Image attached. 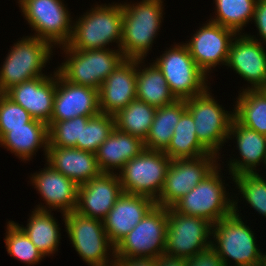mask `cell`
Instances as JSON below:
<instances>
[{
    "mask_svg": "<svg viewBox=\"0 0 266 266\" xmlns=\"http://www.w3.org/2000/svg\"><path fill=\"white\" fill-rule=\"evenodd\" d=\"M123 9L121 3L96 5L73 23L70 41L65 46L87 51L122 43Z\"/></svg>",
    "mask_w": 266,
    "mask_h": 266,
    "instance_id": "3",
    "label": "cell"
},
{
    "mask_svg": "<svg viewBox=\"0 0 266 266\" xmlns=\"http://www.w3.org/2000/svg\"><path fill=\"white\" fill-rule=\"evenodd\" d=\"M186 264L187 266H225L221 257L211 246L186 259Z\"/></svg>",
    "mask_w": 266,
    "mask_h": 266,
    "instance_id": "39",
    "label": "cell"
},
{
    "mask_svg": "<svg viewBox=\"0 0 266 266\" xmlns=\"http://www.w3.org/2000/svg\"><path fill=\"white\" fill-rule=\"evenodd\" d=\"M236 139L241 159H230L228 164L231 178L240 173H256V166L266 163V135L241 125L233 118L228 139Z\"/></svg>",
    "mask_w": 266,
    "mask_h": 266,
    "instance_id": "24",
    "label": "cell"
},
{
    "mask_svg": "<svg viewBox=\"0 0 266 266\" xmlns=\"http://www.w3.org/2000/svg\"><path fill=\"white\" fill-rule=\"evenodd\" d=\"M157 266H187L186 259L162 255L157 257Z\"/></svg>",
    "mask_w": 266,
    "mask_h": 266,
    "instance_id": "42",
    "label": "cell"
},
{
    "mask_svg": "<svg viewBox=\"0 0 266 266\" xmlns=\"http://www.w3.org/2000/svg\"><path fill=\"white\" fill-rule=\"evenodd\" d=\"M163 152L171 160L197 158L210 154L199 142L193 117L187 110L181 115L171 141Z\"/></svg>",
    "mask_w": 266,
    "mask_h": 266,
    "instance_id": "30",
    "label": "cell"
},
{
    "mask_svg": "<svg viewBox=\"0 0 266 266\" xmlns=\"http://www.w3.org/2000/svg\"><path fill=\"white\" fill-rule=\"evenodd\" d=\"M219 169V170H218ZM217 166L208 176L171 207L184 215L198 216L213 225L233 213V199L229 197ZM228 195V196H227ZM227 196V197H226Z\"/></svg>",
    "mask_w": 266,
    "mask_h": 266,
    "instance_id": "6",
    "label": "cell"
},
{
    "mask_svg": "<svg viewBox=\"0 0 266 266\" xmlns=\"http://www.w3.org/2000/svg\"><path fill=\"white\" fill-rule=\"evenodd\" d=\"M32 120L29 112L5 93H0V138L9 132V128L26 127Z\"/></svg>",
    "mask_w": 266,
    "mask_h": 266,
    "instance_id": "38",
    "label": "cell"
},
{
    "mask_svg": "<svg viewBox=\"0 0 266 266\" xmlns=\"http://www.w3.org/2000/svg\"><path fill=\"white\" fill-rule=\"evenodd\" d=\"M217 159L220 157L210 153L197 158L171 160L155 204L171 207L219 165Z\"/></svg>",
    "mask_w": 266,
    "mask_h": 266,
    "instance_id": "14",
    "label": "cell"
},
{
    "mask_svg": "<svg viewBox=\"0 0 266 266\" xmlns=\"http://www.w3.org/2000/svg\"><path fill=\"white\" fill-rule=\"evenodd\" d=\"M144 149V141L141 138L121 132L115 127L95 154L102 173H114V169L120 171Z\"/></svg>",
    "mask_w": 266,
    "mask_h": 266,
    "instance_id": "25",
    "label": "cell"
},
{
    "mask_svg": "<svg viewBox=\"0 0 266 266\" xmlns=\"http://www.w3.org/2000/svg\"><path fill=\"white\" fill-rule=\"evenodd\" d=\"M256 173H240L233 176V182L247 203L266 218V180Z\"/></svg>",
    "mask_w": 266,
    "mask_h": 266,
    "instance_id": "36",
    "label": "cell"
},
{
    "mask_svg": "<svg viewBox=\"0 0 266 266\" xmlns=\"http://www.w3.org/2000/svg\"><path fill=\"white\" fill-rule=\"evenodd\" d=\"M35 37L52 46L67 45L72 35V18L62 0H18ZM36 34V35H35Z\"/></svg>",
    "mask_w": 266,
    "mask_h": 266,
    "instance_id": "13",
    "label": "cell"
},
{
    "mask_svg": "<svg viewBox=\"0 0 266 266\" xmlns=\"http://www.w3.org/2000/svg\"><path fill=\"white\" fill-rule=\"evenodd\" d=\"M47 165L43 170L38 173L35 172L30 177L31 184L35 185V188L46 202L45 206L37 205L35 209L42 211L60 209L61 214L75 211L79 186L73 180L53 169L49 164Z\"/></svg>",
    "mask_w": 266,
    "mask_h": 266,
    "instance_id": "21",
    "label": "cell"
},
{
    "mask_svg": "<svg viewBox=\"0 0 266 266\" xmlns=\"http://www.w3.org/2000/svg\"><path fill=\"white\" fill-rule=\"evenodd\" d=\"M157 108L135 99L114 115L115 127L124 133L141 138L147 137Z\"/></svg>",
    "mask_w": 266,
    "mask_h": 266,
    "instance_id": "32",
    "label": "cell"
},
{
    "mask_svg": "<svg viewBox=\"0 0 266 266\" xmlns=\"http://www.w3.org/2000/svg\"><path fill=\"white\" fill-rule=\"evenodd\" d=\"M163 0H141L123 4L122 43L125 59H145L158 35L163 16Z\"/></svg>",
    "mask_w": 266,
    "mask_h": 266,
    "instance_id": "1",
    "label": "cell"
},
{
    "mask_svg": "<svg viewBox=\"0 0 266 266\" xmlns=\"http://www.w3.org/2000/svg\"><path fill=\"white\" fill-rule=\"evenodd\" d=\"M155 205L147 196L123 192L103 220L110 242L115 246Z\"/></svg>",
    "mask_w": 266,
    "mask_h": 266,
    "instance_id": "22",
    "label": "cell"
},
{
    "mask_svg": "<svg viewBox=\"0 0 266 266\" xmlns=\"http://www.w3.org/2000/svg\"><path fill=\"white\" fill-rule=\"evenodd\" d=\"M153 63L164 75L176 99L192 98L209 87L208 76L195 63L184 43L173 45Z\"/></svg>",
    "mask_w": 266,
    "mask_h": 266,
    "instance_id": "9",
    "label": "cell"
},
{
    "mask_svg": "<svg viewBox=\"0 0 266 266\" xmlns=\"http://www.w3.org/2000/svg\"><path fill=\"white\" fill-rule=\"evenodd\" d=\"M7 224L4 241L8 254L28 265L40 262L44 256L24 231L14 221H8Z\"/></svg>",
    "mask_w": 266,
    "mask_h": 266,
    "instance_id": "35",
    "label": "cell"
},
{
    "mask_svg": "<svg viewBox=\"0 0 266 266\" xmlns=\"http://www.w3.org/2000/svg\"><path fill=\"white\" fill-rule=\"evenodd\" d=\"M187 110L185 99L157 108L149 133L144 140L147 150L164 151L174 134L181 115Z\"/></svg>",
    "mask_w": 266,
    "mask_h": 266,
    "instance_id": "27",
    "label": "cell"
},
{
    "mask_svg": "<svg viewBox=\"0 0 266 266\" xmlns=\"http://www.w3.org/2000/svg\"><path fill=\"white\" fill-rule=\"evenodd\" d=\"M99 113L98 90L68 82L56 70V91L49 124Z\"/></svg>",
    "mask_w": 266,
    "mask_h": 266,
    "instance_id": "17",
    "label": "cell"
},
{
    "mask_svg": "<svg viewBox=\"0 0 266 266\" xmlns=\"http://www.w3.org/2000/svg\"><path fill=\"white\" fill-rule=\"evenodd\" d=\"M37 77L13 86L5 94L30 113L33 119L49 124L56 91V72L53 76Z\"/></svg>",
    "mask_w": 266,
    "mask_h": 266,
    "instance_id": "20",
    "label": "cell"
},
{
    "mask_svg": "<svg viewBox=\"0 0 266 266\" xmlns=\"http://www.w3.org/2000/svg\"><path fill=\"white\" fill-rule=\"evenodd\" d=\"M62 216L70 242L83 261L90 266L113 265L115 246L110 242L102 220L82 216L76 211Z\"/></svg>",
    "mask_w": 266,
    "mask_h": 266,
    "instance_id": "8",
    "label": "cell"
},
{
    "mask_svg": "<svg viewBox=\"0 0 266 266\" xmlns=\"http://www.w3.org/2000/svg\"><path fill=\"white\" fill-rule=\"evenodd\" d=\"M53 47L48 41L35 36L18 40L0 68V93H6L24 81L46 76L42 70L53 55Z\"/></svg>",
    "mask_w": 266,
    "mask_h": 266,
    "instance_id": "5",
    "label": "cell"
},
{
    "mask_svg": "<svg viewBox=\"0 0 266 266\" xmlns=\"http://www.w3.org/2000/svg\"><path fill=\"white\" fill-rule=\"evenodd\" d=\"M263 266H266V254L264 256Z\"/></svg>",
    "mask_w": 266,
    "mask_h": 266,
    "instance_id": "43",
    "label": "cell"
},
{
    "mask_svg": "<svg viewBox=\"0 0 266 266\" xmlns=\"http://www.w3.org/2000/svg\"><path fill=\"white\" fill-rule=\"evenodd\" d=\"M233 108L234 118L243 126L266 135V93L262 89H244Z\"/></svg>",
    "mask_w": 266,
    "mask_h": 266,
    "instance_id": "31",
    "label": "cell"
},
{
    "mask_svg": "<svg viewBox=\"0 0 266 266\" xmlns=\"http://www.w3.org/2000/svg\"><path fill=\"white\" fill-rule=\"evenodd\" d=\"M112 266H157V258L153 257L114 258V263Z\"/></svg>",
    "mask_w": 266,
    "mask_h": 266,
    "instance_id": "41",
    "label": "cell"
},
{
    "mask_svg": "<svg viewBox=\"0 0 266 266\" xmlns=\"http://www.w3.org/2000/svg\"><path fill=\"white\" fill-rule=\"evenodd\" d=\"M0 145L23 161L31 160L39 148L44 147L45 157L49 145L48 125L33 119L26 127L9 128L0 138Z\"/></svg>",
    "mask_w": 266,
    "mask_h": 266,
    "instance_id": "26",
    "label": "cell"
},
{
    "mask_svg": "<svg viewBox=\"0 0 266 266\" xmlns=\"http://www.w3.org/2000/svg\"><path fill=\"white\" fill-rule=\"evenodd\" d=\"M90 117L93 116H77L70 120L48 124V147H76L78 149V141H81L82 125H86Z\"/></svg>",
    "mask_w": 266,
    "mask_h": 266,
    "instance_id": "37",
    "label": "cell"
},
{
    "mask_svg": "<svg viewBox=\"0 0 266 266\" xmlns=\"http://www.w3.org/2000/svg\"><path fill=\"white\" fill-rule=\"evenodd\" d=\"M67 58L57 72L68 82L87 86L99 91L101 84L125 59L120 49L75 50L61 48Z\"/></svg>",
    "mask_w": 266,
    "mask_h": 266,
    "instance_id": "4",
    "label": "cell"
},
{
    "mask_svg": "<svg viewBox=\"0 0 266 266\" xmlns=\"http://www.w3.org/2000/svg\"><path fill=\"white\" fill-rule=\"evenodd\" d=\"M57 223L51 211L34 209L26 227L17 225L45 257L58 251L61 233Z\"/></svg>",
    "mask_w": 266,
    "mask_h": 266,
    "instance_id": "29",
    "label": "cell"
},
{
    "mask_svg": "<svg viewBox=\"0 0 266 266\" xmlns=\"http://www.w3.org/2000/svg\"><path fill=\"white\" fill-rule=\"evenodd\" d=\"M262 90L266 93V86Z\"/></svg>",
    "mask_w": 266,
    "mask_h": 266,
    "instance_id": "44",
    "label": "cell"
},
{
    "mask_svg": "<svg viewBox=\"0 0 266 266\" xmlns=\"http://www.w3.org/2000/svg\"><path fill=\"white\" fill-rule=\"evenodd\" d=\"M46 158V164L78 186L102 173L96 154L76 147H48Z\"/></svg>",
    "mask_w": 266,
    "mask_h": 266,
    "instance_id": "23",
    "label": "cell"
},
{
    "mask_svg": "<svg viewBox=\"0 0 266 266\" xmlns=\"http://www.w3.org/2000/svg\"><path fill=\"white\" fill-rule=\"evenodd\" d=\"M235 36L237 33L232 29L209 21L197 29L192 39L184 44L198 67L209 76L212 67L226 65Z\"/></svg>",
    "mask_w": 266,
    "mask_h": 266,
    "instance_id": "15",
    "label": "cell"
},
{
    "mask_svg": "<svg viewBox=\"0 0 266 266\" xmlns=\"http://www.w3.org/2000/svg\"><path fill=\"white\" fill-rule=\"evenodd\" d=\"M170 162L171 159L163 151L144 149L119 171L122 191L147 196L156 201Z\"/></svg>",
    "mask_w": 266,
    "mask_h": 266,
    "instance_id": "10",
    "label": "cell"
},
{
    "mask_svg": "<svg viewBox=\"0 0 266 266\" xmlns=\"http://www.w3.org/2000/svg\"><path fill=\"white\" fill-rule=\"evenodd\" d=\"M167 210L164 255L189 259L211 246L212 223L202 217L181 214L172 207Z\"/></svg>",
    "mask_w": 266,
    "mask_h": 266,
    "instance_id": "12",
    "label": "cell"
},
{
    "mask_svg": "<svg viewBox=\"0 0 266 266\" xmlns=\"http://www.w3.org/2000/svg\"><path fill=\"white\" fill-rule=\"evenodd\" d=\"M233 39L226 66L251 84L245 89L257 90L266 86V50L253 35L237 34Z\"/></svg>",
    "mask_w": 266,
    "mask_h": 266,
    "instance_id": "16",
    "label": "cell"
},
{
    "mask_svg": "<svg viewBox=\"0 0 266 266\" xmlns=\"http://www.w3.org/2000/svg\"><path fill=\"white\" fill-rule=\"evenodd\" d=\"M215 17L211 22L232 29L240 34L243 27L253 20L257 0H214ZM217 15V16H216Z\"/></svg>",
    "mask_w": 266,
    "mask_h": 266,
    "instance_id": "33",
    "label": "cell"
},
{
    "mask_svg": "<svg viewBox=\"0 0 266 266\" xmlns=\"http://www.w3.org/2000/svg\"><path fill=\"white\" fill-rule=\"evenodd\" d=\"M123 193L117 173H101L79 185L75 211L82 216L104 220Z\"/></svg>",
    "mask_w": 266,
    "mask_h": 266,
    "instance_id": "18",
    "label": "cell"
},
{
    "mask_svg": "<svg viewBox=\"0 0 266 266\" xmlns=\"http://www.w3.org/2000/svg\"><path fill=\"white\" fill-rule=\"evenodd\" d=\"M168 222L167 207L155 205L116 245L114 258L164 255Z\"/></svg>",
    "mask_w": 266,
    "mask_h": 266,
    "instance_id": "11",
    "label": "cell"
},
{
    "mask_svg": "<svg viewBox=\"0 0 266 266\" xmlns=\"http://www.w3.org/2000/svg\"><path fill=\"white\" fill-rule=\"evenodd\" d=\"M209 89L210 87L185 102L187 111L193 117L199 142L210 153L219 157L220 148L227 142L234 112L225 111L213 95H210Z\"/></svg>",
    "mask_w": 266,
    "mask_h": 266,
    "instance_id": "7",
    "label": "cell"
},
{
    "mask_svg": "<svg viewBox=\"0 0 266 266\" xmlns=\"http://www.w3.org/2000/svg\"><path fill=\"white\" fill-rule=\"evenodd\" d=\"M137 59H124L101 84L99 110L114 116L136 99Z\"/></svg>",
    "mask_w": 266,
    "mask_h": 266,
    "instance_id": "19",
    "label": "cell"
},
{
    "mask_svg": "<svg viewBox=\"0 0 266 266\" xmlns=\"http://www.w3.org/2000/svg\"><path fill=\"white\" fill-rule=\"evenodd\" d=\"M253 20L258 29L260 43L266 44V0H257L254 9ZM262 41V42H261Z\"/></svg>",
    "mask_w": 266,
    "mask_h": 266,
    "instance_id": "40",
    "label": "cell"
},
{
    "mask_svg": "<svg viewBox=\"0 0 266 266\" xmlns=\"http://www.w3.org/2000/svg\"><path fill=\"white\" fill-rule=\"evenodd\" d=\"M115 129V118L106 113H99L90 117L86 125H82L81 141L78 149L96 153L99 146L110 136Z\"/></svg>",
    "mask_w": 266,
    "mask_h": 266,
    "instance_id": "34",
    "label": "cell"
},
{
    "mask_svg": "<svg viewBox=\"0 0 266 266\" xmlns=\"http://www.w3.org/2000/svg\"><path fill=\"white\" fill-rule=\"evenodd\" d=\"M237 203L233 199V213L213 225L211 247L225 266H230V259L235 261L233 266H263L265 253L258 249L255 233L242 221Z\"/></svg>",
    "mask_w": 266,
    "mask_h": 266,
    "instance_id": "2",
    "label": "cell"
},
{
    "mask_svg": "<svg viewBox=\"0 0 266 266\" xmlns=\"http://www.w3.org/2000/svg\"><path fill=\"white\" fill-rule=\"evenodd\" d=\"M143 59L137 60L136 99L155 108L173 103L176 98L170 92L169 86L160 69L151 63L147 68L141 69ZM140 66V67H139ZM140 68V69H139Z\"/></svg>",
    "mask_w": 266,
    "mask_h": 266,
    "instance_id": "28",
    "label": "cell"
}]
</instances>
